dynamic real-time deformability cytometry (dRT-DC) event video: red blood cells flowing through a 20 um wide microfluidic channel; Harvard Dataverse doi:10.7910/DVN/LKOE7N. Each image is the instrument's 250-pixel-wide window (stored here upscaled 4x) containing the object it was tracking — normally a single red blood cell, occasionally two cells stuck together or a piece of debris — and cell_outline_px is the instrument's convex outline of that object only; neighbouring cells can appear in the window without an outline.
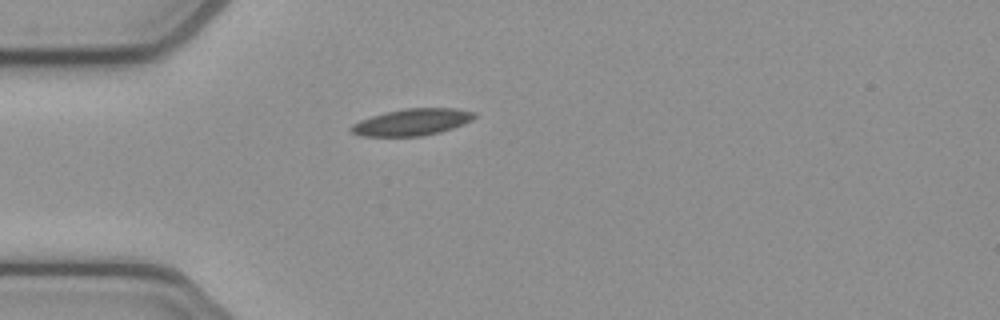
{"species": "common noctule bat (a hibernating species)", "species_latin": "Nyctalus noctula", "temperature_condition": "cold", "stored_images_in_passage": 39, "camera_frame_rate_fps": 3000, "um_per_image_px": 0.085, "animal": {"sex": "female", "body_mass_g": 21.9}, "frame": {"image": 1, "passage_image": 1, "time_ms": 0.0, "image_size_px": [1000, 320], "cell_outline_px": [[476, 116], [472, 120], [464, 124], [440, 132], [420, 136], [360, 136], [352, 132], [348, 128], [352, 124], [360, 120], [372, 116], [404, 108], [456, 108], [476, 112]], "centroid_in_image_um": [35.04, 10.38], "position_along_channel_um": 50.0, "area_um2": 19.19}}
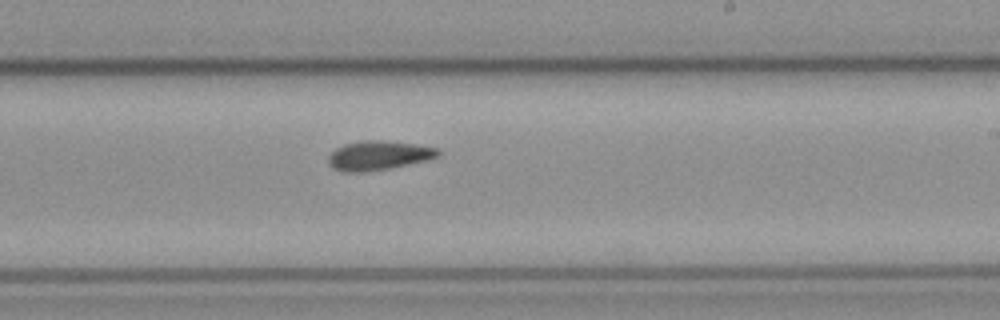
{"frame": {"image": 2, "passage_image": 18, "time_ms": 5.667, "image_size_px": [1000, 320], "cell_outline_px": [[440, 152], [436, 156], [428, 160], [388, 168], [364, 172], [344, 172], [332, 168], [328, 164], [328, 156], [336, 148], [344, 144], [364, 140], [384, 140], [416, 144], [436, 148]], "centroid_in_image_um": [32.13, 13.21], "position_along_channel_um": 256.9, "area_um2": 18.61}}
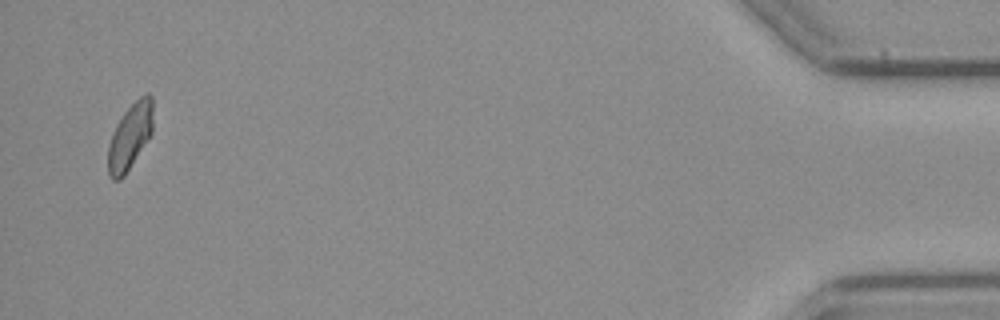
{"frame": {"image": 3, "passage_image": 38, "time_ms": 12.333, "image_size_px": [1000, 320], "cell_outline_px": [[152, 132], [124, 176], [120, 180], [112, 180], [108, 176], [108, 144], [112, 132], [116, 124], [124, 112], [144, 92], [148, 92], [152, 96]], "centroid_in_image_um": [11.03, 11.59], "position_along_channel_um": 424.2, "area_um2": 17.22}, "authors_computed_cell_mechanics": {"area_um2": 18.0914, "velocity_mm_per_s": 3.8461, "shape_relaxation_time_tau1_ms": null, "shape_relaxation_time_tau2_ms": 5.7048, "deformation_change_tau1": null, "deformation_change_tau2": 0.122}}